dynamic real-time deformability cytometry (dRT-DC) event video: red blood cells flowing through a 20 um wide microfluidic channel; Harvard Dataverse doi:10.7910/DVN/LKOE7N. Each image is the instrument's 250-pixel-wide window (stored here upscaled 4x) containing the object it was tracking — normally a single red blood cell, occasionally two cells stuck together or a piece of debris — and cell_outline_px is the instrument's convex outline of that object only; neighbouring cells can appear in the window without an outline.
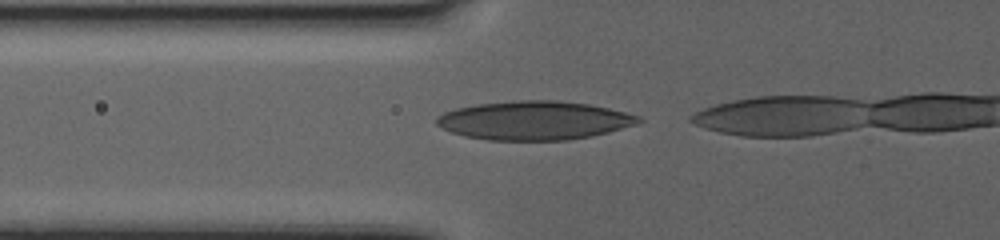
{"species": "human", "species_latin": "Homo sapiens", "temperature_condition": "warm", "stored_images_in_passage": 10, "camera_frame_rate_fps": 3000, "um_per_image_px": 0.085, "donor": {"sex": "female"}, "frame": {"image": 1, "passage_image": 2, "time_ms": 0.333, "image_size_px": [1000, 240], "cell_outline_px": [[644, 120], [640, 124], [592, 136], [568, 140], [488, 140], [464, 136], [452, 132], [436, 124], [436, 116], [444, 112], [456, 108], [476, 104], [512, 100], [556, 100], [588, 104], [608, 108], [640, 116]], "centroid_in_image_um": [45.43, 10.23], "position_along_channel_um": 80.4, "area_um2": 45.84}}
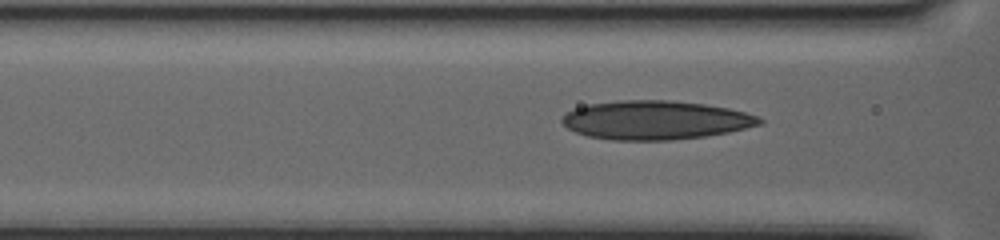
{"frame": {"image": 2, "passage_image": 6, "time_ms": 1.667, "image_size_px": [1000, 240], "cell_outline_px": [[764, 124], [728, 132], [704, 136], [672, 140], [612, 140], [588, 136], [576, 132], [568, 128], [560, 120], [568, 112], [576, 108], [588, 104], [620, 100], [668, 100], [704, 104], [728, 108], [760, 116], [764, 120]], "centroid_in_image_um": [55.74, 10.21], "position_along_channel_um": 110.9, "area_um2": 44.62}}